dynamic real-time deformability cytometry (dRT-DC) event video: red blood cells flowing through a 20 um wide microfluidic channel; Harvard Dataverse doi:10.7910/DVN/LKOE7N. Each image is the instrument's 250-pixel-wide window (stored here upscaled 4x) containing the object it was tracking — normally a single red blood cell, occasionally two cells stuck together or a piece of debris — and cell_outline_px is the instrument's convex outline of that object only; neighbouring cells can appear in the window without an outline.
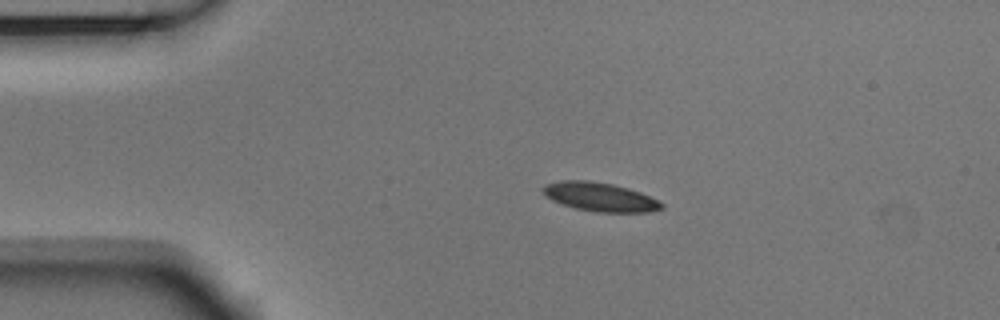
{"species": "Egyptian fruit bat (a non-hibernating species)", "species_latin": "Rousettus aegyptiacus", "temperature_condition": "room temperature", "stored_images_in_passage": 3, "camera_frame_rate_fps": 3000, "um_per_image_px": 0.085, "animal": {"sex": "male"}, "frame": {"image": 1, "passage_image": 2, "time_ms": 0.333, "image_size_px": [1000, 320], "cell_outline_px": [[664, 208], [648, 212], [596, 212], [576, 208], [552, 200], [540, 188], [548, 184], [560, 180], [588, 180], [612, 184], [628, 188], [640, 192], [664, 204]], "centroid_in_image_um": [51.01, 16.73], "position_along_channel_um": 34.0, "area_um2": 19.65}}